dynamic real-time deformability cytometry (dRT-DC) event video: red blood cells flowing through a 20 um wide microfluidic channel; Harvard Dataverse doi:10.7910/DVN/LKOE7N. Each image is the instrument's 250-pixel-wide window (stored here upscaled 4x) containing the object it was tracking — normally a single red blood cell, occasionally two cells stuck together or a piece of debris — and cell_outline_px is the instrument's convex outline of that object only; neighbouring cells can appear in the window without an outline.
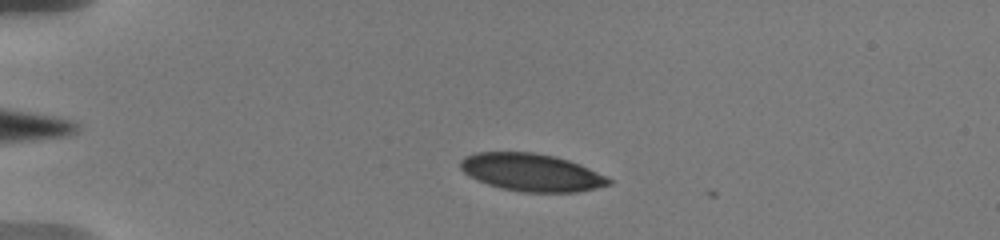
{"species": "human", "species_latin": "Homo sapiens", "temperature_condition": "warm", "stored_images_in_passage": 36, "camera_frame_rate_fps": 3000, "um_per_image_px": 0.085, "donor": {"sex": "male"}, "frame": {"image": 1, "passage_image": 24, "time_ms": 3.667, "image_size_px": [1000, 240], "cell_outline_px": [[612, 184], [596, 188], [576, 192], [520, 192], [500, 188], [476, 180], [468, 176], [460, 168], [460, 160], [476, 152], [532, 152], [552, 156], [568, 160], [580, 164], [612, 180]], "centroid_in_image_um": [45.15, 14.66], "position_along_channel_um": 39.9, "area_um2": 32.37}}